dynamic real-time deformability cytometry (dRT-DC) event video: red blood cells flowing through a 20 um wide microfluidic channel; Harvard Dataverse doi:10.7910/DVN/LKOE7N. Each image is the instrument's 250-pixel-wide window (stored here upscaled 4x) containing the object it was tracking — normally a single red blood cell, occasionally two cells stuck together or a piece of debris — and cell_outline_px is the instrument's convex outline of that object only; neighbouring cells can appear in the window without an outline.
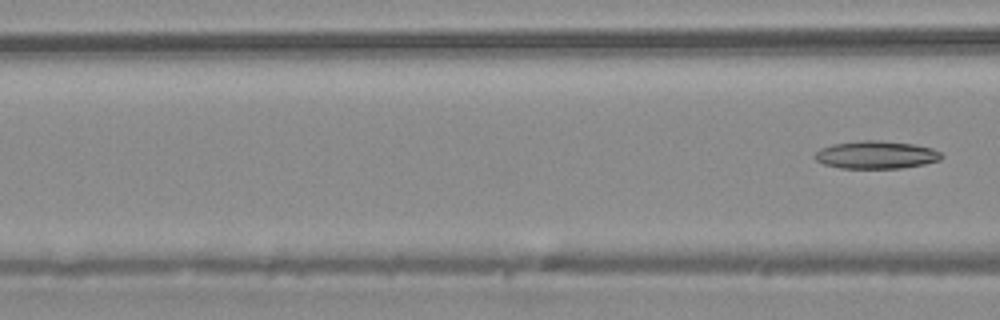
{"species": "common noctule bat (a hibernating species)", "species_latin": "Nyctalus noctula", "temperature_condition": "warm", "stored_images_in_passage": 5, "segment_of_instrument_passage": [2, 2], "camera_frame_rate_fps": 3000, "um_per_image_px": 0.085, "animal": {"sex": "male", "body_mass_g": 20.4}, "frame": {"image": 1, "passage_image": 5, "time_ms": 1.333, "image_size_px": [1000, 320], "cell_outline_px": [[944, 156], [940, 160], [924, 164], [900, 168], [840, 168], [824, 164], [816, 160], [812, 156], [820, 148], [832, 144], [860, 140], [880, 140], [916, 144], [932, 148], [940, 152]], "centroid_in_image_um": [74.47, 13.15], "position_along_channel_um": 92.1, "area_um2": 20.69}}